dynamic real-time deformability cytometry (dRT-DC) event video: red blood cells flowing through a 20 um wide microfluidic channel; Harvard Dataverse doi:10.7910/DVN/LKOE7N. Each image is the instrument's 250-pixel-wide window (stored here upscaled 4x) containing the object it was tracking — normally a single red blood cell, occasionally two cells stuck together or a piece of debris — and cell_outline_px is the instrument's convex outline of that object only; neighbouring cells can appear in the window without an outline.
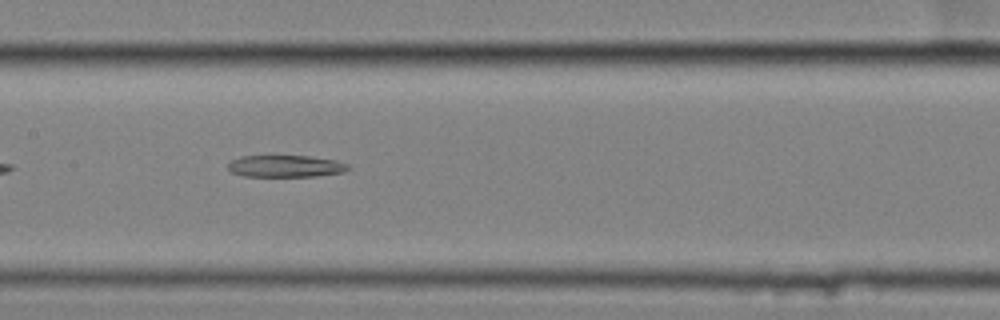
{"species": "common noctule bat (a hibernating species)", "species_latin": "Nyctalus noctula", "temperature_condition": "cold", "stored_images_in_passage": 41, "camera_frame_rate_fps": 3000, "um_per_image_px": 0.085, "animal": {"sex": "female", "body_mass_g": 25.1}, "frame": {"image": 1, "passage_image": 13, "time_ms": 4.0, "image_size_px": [1000, 320], "cell_outline_px": [[352, 168], [344, 172], [316, 176], [244, 176], [232, 172], [228, 168], [228, 164], [232, 160], [240, 156], [308, 156], [336, 160], [348, 164]], "centroid_in_image_um": [24.31, 14.12], "position_along_channel_um": 183.1, "area_um2": 15.32}}
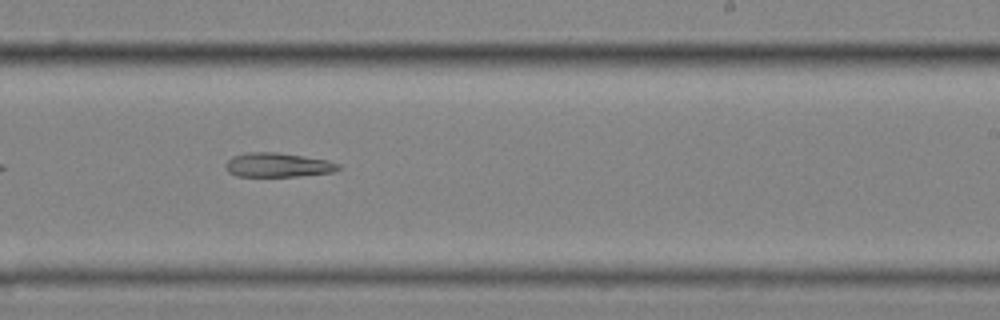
{"frame": {"image": 2, "passage_image": 20, "time_ms": 6.333, "image_size_px": [1000, 320], "cell_outline_px": [[344, 168], [336, 172], [296, 176], [236, 176], [228, 172], [228, 160], [232, 156], [248, 152], [280, 152], [328, 160], [340, 164]], "centroid_in_image_um": [23.71, 14.02], "position_along_channel_um": 265.3, "area_um2": 16.01}}
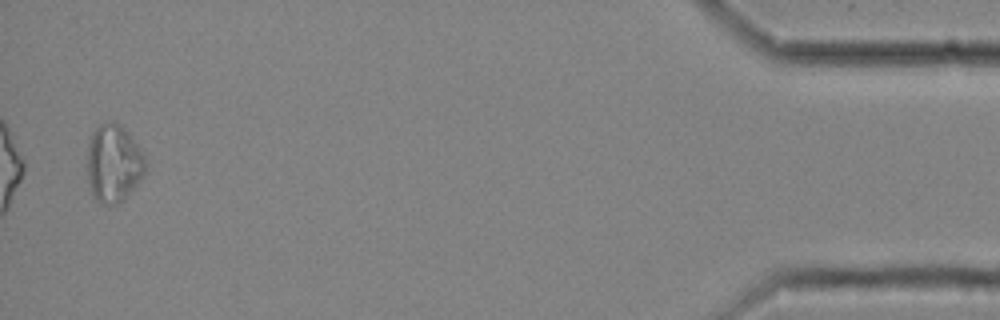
{"frame": {"image": 3, "passage_image": 40, "time_ms": 13.0, "image_size_px": [1000, 320], "cell_outline_px": [[148, 164], [144, 176], [124, 200], [120, 204], [104, 204], [96, 200], [92, 196], [84, 164], [88, 144], [92, 132], [100, 124], [108, 120], [112, 120], [120, 124], [128, 132], [140, 148]], "centroid_in_image_um": [9.63, 13.88], "position_along_channel_um": 425.6, "area_um2": 27.34}}